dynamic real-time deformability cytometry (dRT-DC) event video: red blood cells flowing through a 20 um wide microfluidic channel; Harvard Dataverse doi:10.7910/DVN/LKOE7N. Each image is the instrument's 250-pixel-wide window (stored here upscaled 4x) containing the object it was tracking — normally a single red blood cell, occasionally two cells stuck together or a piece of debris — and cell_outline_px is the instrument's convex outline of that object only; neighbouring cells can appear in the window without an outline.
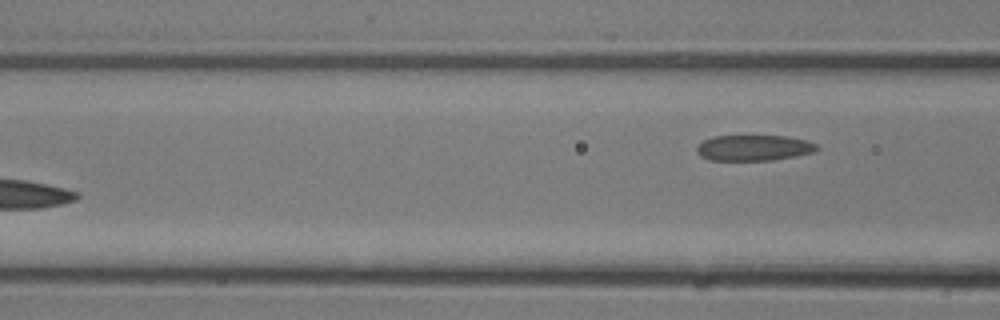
{"species": "common noctule bat (a hibernating species)", "species_latin": "Nyctalus noctula", "temperature_condition": "room temperature", "stored_images_in_passage": 9, "segment_of_instrument_passage": [2, 2], "camera_frame_rate_fps": 3000, "um_per_image_px": 0.085, "animal": {"sex": "male", "body_mass_g": 13.3}, "frame": {"image": 1, "passage_image": 9, "time_ms": 2.667, "image_size_px": [1000, 320], "cell_outline_px": [[820, 148], [812, 152], [796, 156], [772, 160], [708, 160], [700, 156], [696, 152], [696, 148], [704, 140], [712, 136], [788, 136], [804, 140], [816, 144]], "centroid_in_image_um": [64.05, 12.57], "position_along_channel_um": 102.6, "area_um2": 17.98}}